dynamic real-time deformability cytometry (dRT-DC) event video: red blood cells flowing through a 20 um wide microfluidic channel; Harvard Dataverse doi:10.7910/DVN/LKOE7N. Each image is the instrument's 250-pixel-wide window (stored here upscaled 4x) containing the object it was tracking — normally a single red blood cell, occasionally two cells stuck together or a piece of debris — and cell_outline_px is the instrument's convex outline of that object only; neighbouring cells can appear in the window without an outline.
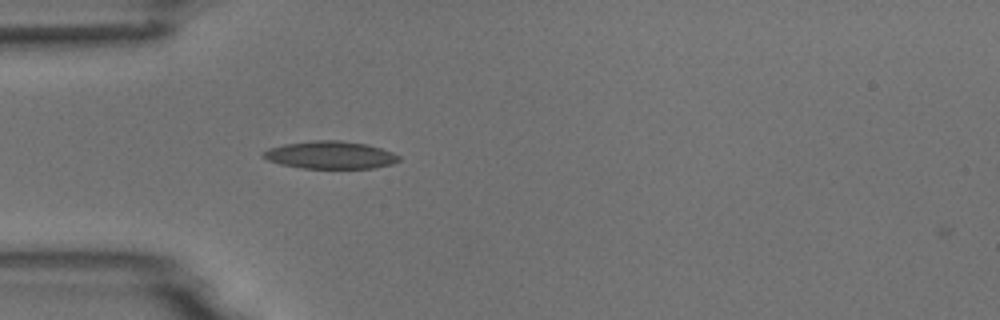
{"species": "common noctule bat (a hibernating species)", "species_latin": "Nyctalus noctula", "temperature_condition": "room temperature", "stored_images_in_passage": 2, "camera_frame_rate_fps": 3000, "um_per_image_px": 0.085, "animal": {"sex": "male", "body_mass_g": 18.8}, "frame": {"image": 1, "passage_image": 1, "time_ms": 0.0, "image_size_px": [1000, 320], "cell_outline_px": [[400, 160], [392, 164], [372, 168], [304, 168], [280, 164], [268, 160], [264, 156], [264, 152], [268, 148], [284, 144], [316, 140], [340, 140], [364, 144], [380, 148], [392, 152], [400, 156]], "centroid_in_image_um": [28.09, 13.17], "position_along_channel_um": 56.9, "area_um2": 21.56}}